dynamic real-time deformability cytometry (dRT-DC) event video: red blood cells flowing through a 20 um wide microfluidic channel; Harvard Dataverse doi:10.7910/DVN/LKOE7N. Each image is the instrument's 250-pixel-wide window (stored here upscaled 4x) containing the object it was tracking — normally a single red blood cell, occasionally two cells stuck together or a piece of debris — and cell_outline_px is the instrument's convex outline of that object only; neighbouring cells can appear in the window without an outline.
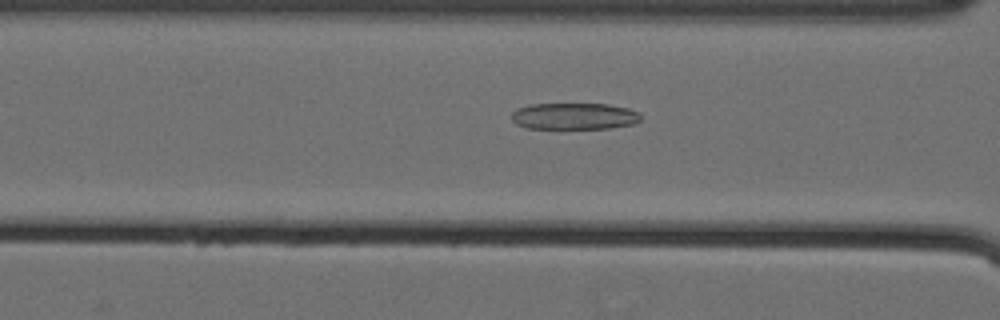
{"species": "Egyptian fruit bat (a non-hibernating species)", "species_latin": "Rousettus aegyptiacus", "temperature_condition": "cold", "stored_images_in_passage": 37, "camera_frame_rate_fps": 3000, "um_per_image_px": 0.085, "animal": {"sex": "female"}, "frame": {"image": 1, "passage_image": 20, "time_ms": 6.333, "image_size_px": [1000, 320], "cell_outline_px": [[640, 120], [632, 124], [608, 128], [524, 128], [516, 124], [512, 120], [512, 112], [516, 108], [528, 104], [608, 104], [628, 108], [640, 112]], "centroid_in_image_um": [48.78, 9.87], "position_along_channel_um": 117.8, "area_um2": 20.06}}
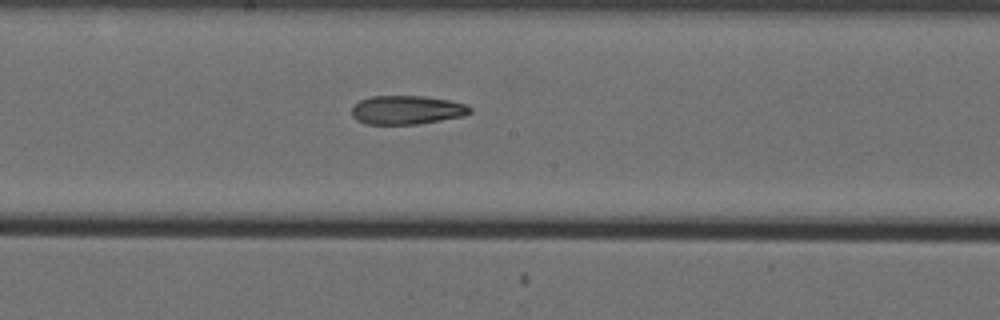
{"frame": {"image": 2, "passage_image": 28, "time_ms": 9.0, "image_size_px": [1000, 320], "cell_outline_px": [[472, 112], [464, 116], [416, 124], [364, 124], [356, 120], [352, 116], [352, 108], [360, 100], [372, 96], [424, 96], [448, 100], [464, 104], [472, 108]], "centroid_in_image_um": [34.57, 9.35], "position_along_channel_um": 213.6, "area_um2": 19.77}}
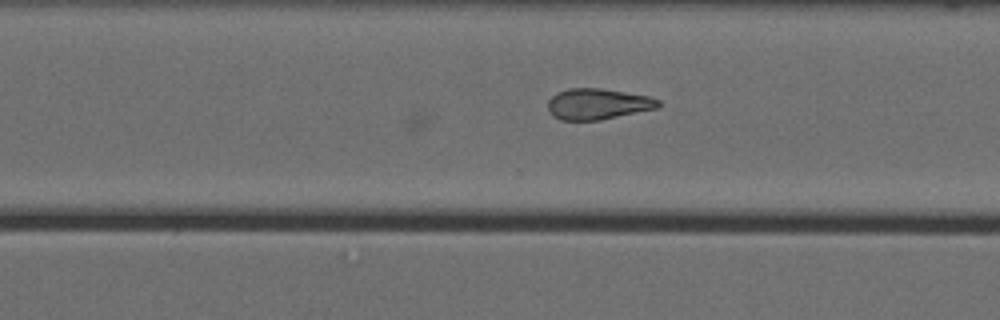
{"frame": {"image": 3, "passage_image": 37, "time_ms": 12.0, "image_size_px": [1000, 320], "cell_outline_px": [[660, 108], [600, 120], [560, 120], [552, 116], [548, 108], [548, 100], [556, 92], [568, 88], [600, 88], [648, 96], [660, 100]], "centroid_in_image_um": [50.81, 8.84], "position_along_channel_um": 319.8, "area_um2": 20.06}}